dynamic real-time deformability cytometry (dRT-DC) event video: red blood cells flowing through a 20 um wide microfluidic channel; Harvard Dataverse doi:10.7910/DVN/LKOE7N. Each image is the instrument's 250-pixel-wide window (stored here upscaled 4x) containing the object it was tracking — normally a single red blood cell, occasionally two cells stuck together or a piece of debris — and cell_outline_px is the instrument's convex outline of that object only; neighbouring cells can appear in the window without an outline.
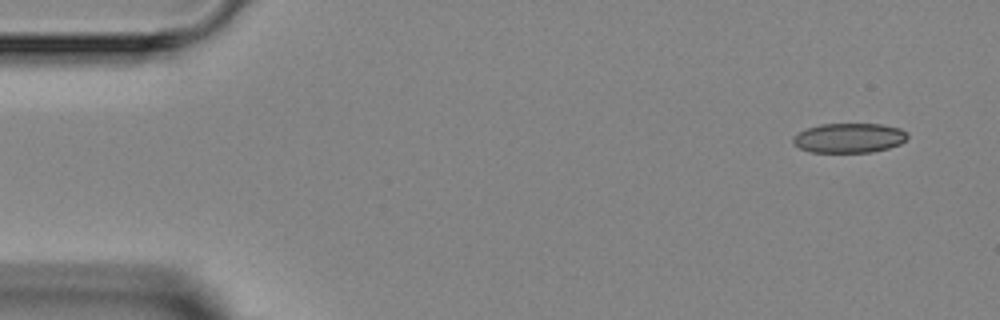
{"species": "Egyptian fruit bat (a non-hibernating species)", "species_latin": "Rousettus aegyptiacus", "temperature_condition": "room temperature", "stored_images_in_passage": 4, "camera_frame_rate_fps": 3000, "um_per_image_px": 0.085, "animal": {"sex": "female"}, "frame": {"image": 1, "passage_image": 1, "time_ms": 0.0, "image_size_px": [1000, 320], "cell_outline_px": [[908, 136], [900, 144], [888, 148], [872, 152], [812, 152], [800, 148], [792, 144], [792, 136], [796, 132], [820, 124], [880, 124], [900, 128]], "centroid_in_image_um": [72.12, 11.72], "position_along_channel_um": 12.9, "area_um2": 19.77}}
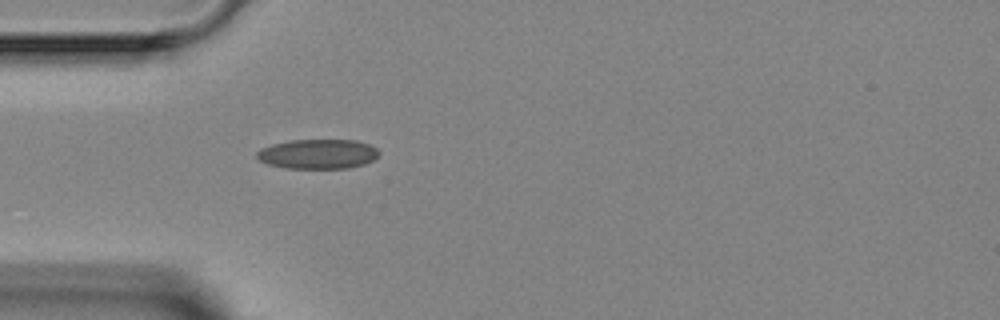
{"frame": {"image": 2, "passage_image": 4, "time_ms": 3.667, "image_size_px": [1000, 320], "cell_outline_px": [[380, 152], [372, 160], [364, 164], [348, 168], [284, 168], [268, 164], [260, 160], [256, 156], [256, 152], [260, 148], [272, 144], [292, 140], [356, 140], [368, 144], [376, 148]], "centroid_in_image_um": [26.99, 13.09], "position_along_channel_um": 58.0, "area_um2": 21.04}}